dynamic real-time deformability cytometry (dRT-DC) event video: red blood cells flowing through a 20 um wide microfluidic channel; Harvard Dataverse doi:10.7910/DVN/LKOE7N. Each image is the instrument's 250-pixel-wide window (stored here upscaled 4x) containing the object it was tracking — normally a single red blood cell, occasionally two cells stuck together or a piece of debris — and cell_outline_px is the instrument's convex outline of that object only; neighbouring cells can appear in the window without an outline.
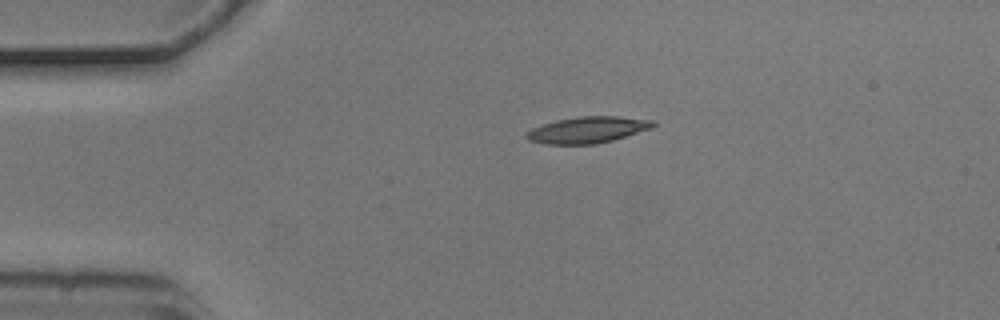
{"species": "common noctule bat (a hibernating species)", "species_latin": "Nyctalus noctula", "temperature_condition": "cold", "stored_images_in_passage": 3, "camera_frame_rate_fps": 3000, "um_per_image_px": 0.085, "animal": {"sex": "male", "body_mass_g": 20.5, "forearm_length_mm": 52.5}, "frame": {"image": 1, "passage_image": 1, "time_ms": 0.0, "image_size_px": [1000, 320], "cell_outline_px": [[656, 124], [652, 128], [612, 140], [596, 144], [544, 144], [528, 140], [524, 136], [524, 132], [532, 128], [556, 120], [576, 116], [620, 116], [656, 120]], "centroid_in_image_um": [49.94, 11.03], "position_along_channel_um": 35.1, "area_um2": 19.65}}
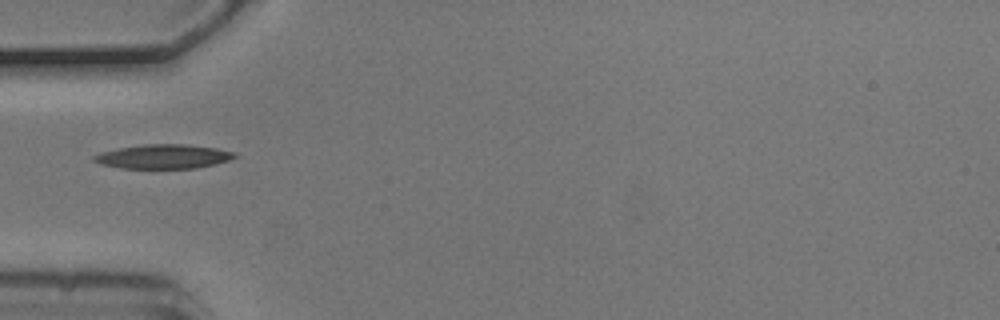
{"frame": {"image": 2, "passage_image": 3, "time_ms": 0.667, "image_size_px": [1000, 320], "cell_outline_px": [[240, 156], [216, 164], [196, 168], [120, 168], [100, 164], [92, 160], [92, 156], [100, 152], [120, 148], [144, 144], [184, 144], [216, 148], [236, 152]], "centroid_in_image_um": [13.9, 13.3], "position_along_channel_um": 71.1, "area_um2": 19.94}}